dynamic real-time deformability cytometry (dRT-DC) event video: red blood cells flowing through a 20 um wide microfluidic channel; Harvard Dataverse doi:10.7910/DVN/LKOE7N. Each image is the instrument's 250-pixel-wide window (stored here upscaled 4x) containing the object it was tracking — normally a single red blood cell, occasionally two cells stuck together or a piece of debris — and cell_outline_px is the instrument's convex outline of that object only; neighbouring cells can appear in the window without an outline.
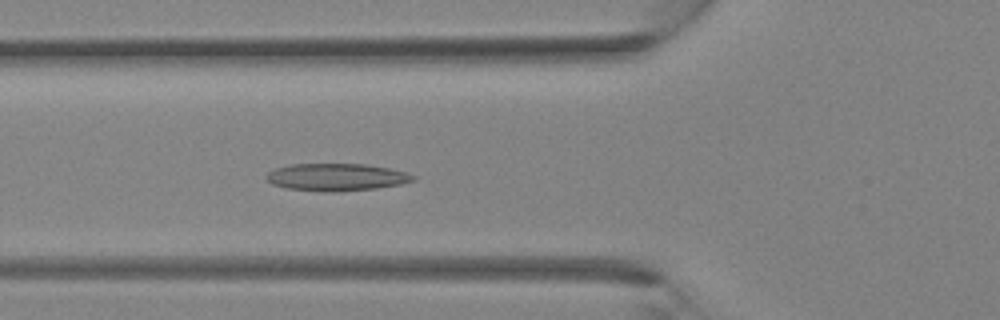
{"species": "Egyptian fruit bat (a non-hibernating species)", "species_latin": "Rousettus aegyptiacus", "temperature_condition": "room temperature", "stored_images_in_passage": 37, "camera_frame_rate_fps": 3000, "um_per_image_px": 0.085, "animal": {"sex": "female"}, "frame": {"image": 1, "passage_image": 13, "time_ms": 4.0, "image_size_px": [1000, 320], "cell_outline_px": [[416, 180], [400, 184], [376, 188], [332, 192], [320, 192], [288, 188], [272, 184], [264, 176], [272, 168], [288, 164], [368, 164], [408, 172], [416, 176]], "centroid_in_image_um": [28.58, 15.05], "position_along_channel_um": 97.2, "area_um2": 23.64}}
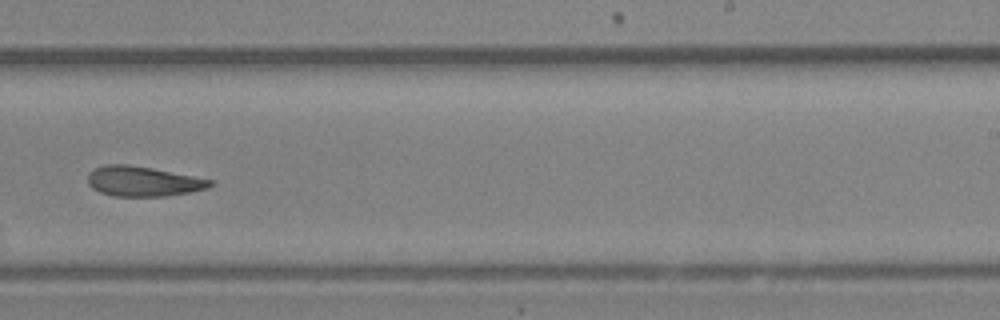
{"frame": {"image": 2, "passage_image": 23, "time_ms": 7.333, "image_size_px": [1000, 320], "cell_outline_px": [[212, 184], [208, 188], [168, 196], [112, 196], [100, 192], [92, 188], [88, 184], [88, 172], [92, 168], [104, 164], [128, 164], [152, 168], [212, 180]], "centroid_in_image_um": [12.08, 15.4], "position_along_channel_um": 276.9, "area_um2": 21.39}}
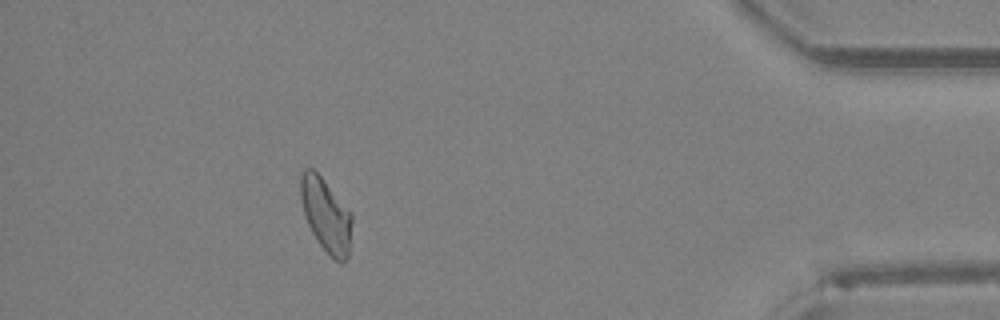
{"frame": {"image": 3, "passage_image": 33, "time_ms": 10.667, "image_size_px": [1000, 320], "cell_outline_px": [[352, 220], [348, 256], [340, 264], [320, 244], [312, 232], [308, 224], [304, 212], [300, 196], [300, 176], [304, 168], [312, 168], [320, 176], [352, 212]], "centroid_in_image_um": [27.71, 18.25], "position_along_channel_um": 407.5, "area_um2": 21.68}}